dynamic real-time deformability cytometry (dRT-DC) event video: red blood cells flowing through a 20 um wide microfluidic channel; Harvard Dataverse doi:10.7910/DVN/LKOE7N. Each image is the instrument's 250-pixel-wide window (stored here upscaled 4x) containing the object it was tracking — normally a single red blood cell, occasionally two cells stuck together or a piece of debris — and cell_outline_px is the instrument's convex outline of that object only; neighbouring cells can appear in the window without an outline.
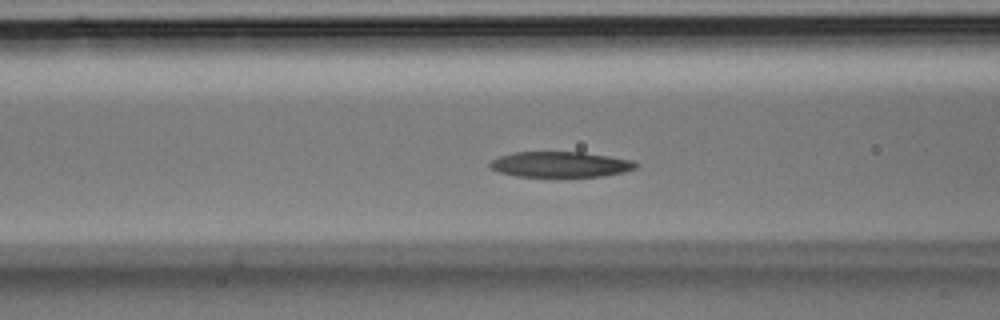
{"species": "Egyptian fruit bat (a non-hibernating species)", "species_latin": "Rousettus aegyptiacus", "temperature_condition": "room temperature", "stored_images_in_passage": 37, "camera_frame_rate_fps": 3000, "um_per_image_px": 0.085, "animal": {"sex": "male"}, "frame": {"image": 1, "passage_image": 14, "time_ms": 4.333, "image_size_px": [1000, 320], "cell_outline_px": [[640, 164], [636, 168], [624, 172], [604, 176], [568, 180], [516, 176], [500, 172], [492, 168], [488, 164], [492, 160], [500, 156], [512, 152], [584, 152], [632, 160]], "centroid_in_image_um": [47.67, 14.03], "position_along_channel_um": 118.9, "area_um2": 22.89}}
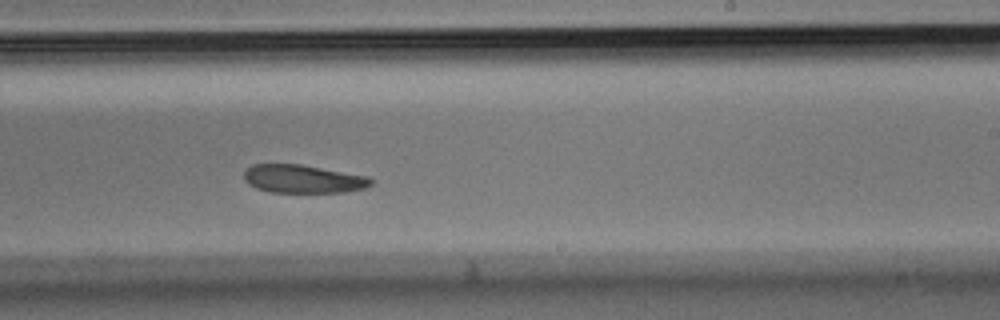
{"frame": {"image": 2, "passage_image": 22, "time_ms": 7.0, "image_size_px": [1000, 320], "cell_outline_px": [[376, 180], [372, 184], [364, 188], [344, 192], [268, 192], [256, 188], [248, 184], [244, 180], [244, 172], [252, 164], [300, 164], [368, 176]], "centroid_in_image_um": [25.76, 15.21], "position_along_channel_um": 263.2, "area_um2": 20.98}}
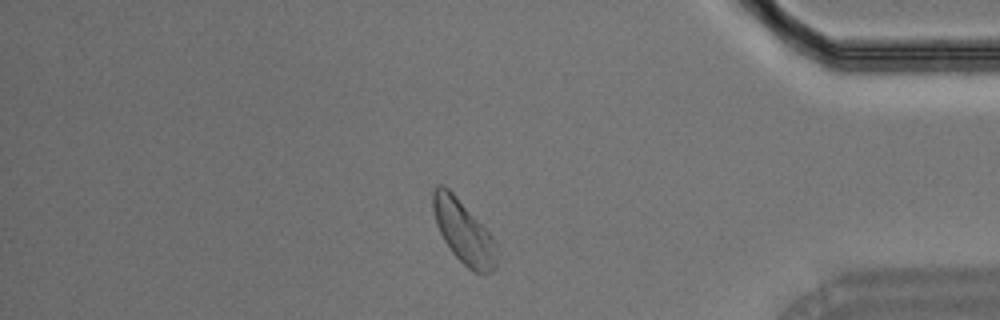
{"frame": {"image": 3, "passage_image": 31, "time_ms": 10.0, "image_size_px": [1000, 320], "cell_outline_px": [[496, 268], [484, 276], [472, 272], [452, 252], [444, 240], [436, 224], [432, 208], [432, 192], [436, 184], [440, 184], [448, 188], [452, 192], [492, 236], [496, 244]], "centroid_in_image_um": [39.39, 19.74], "position_along_channel_um": 395.8, "area_um2": 23.29}}